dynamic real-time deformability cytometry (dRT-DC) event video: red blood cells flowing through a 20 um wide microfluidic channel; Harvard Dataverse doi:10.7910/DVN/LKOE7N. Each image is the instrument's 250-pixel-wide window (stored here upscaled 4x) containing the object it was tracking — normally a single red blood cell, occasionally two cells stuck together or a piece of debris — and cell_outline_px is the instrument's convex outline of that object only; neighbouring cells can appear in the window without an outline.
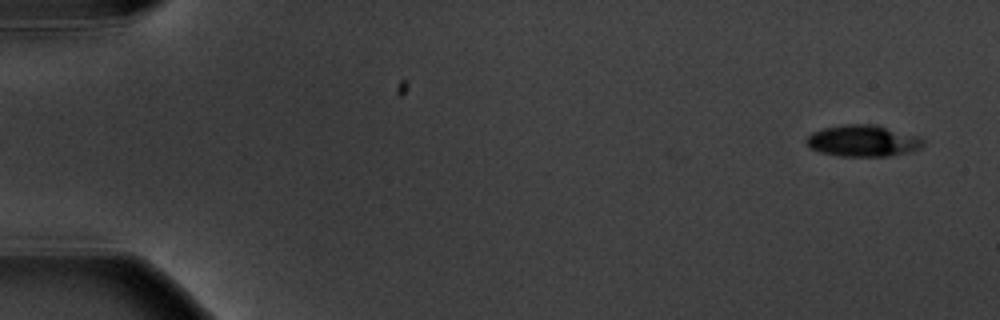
{"species": "common noctule bat (a hibernating species)", "species_latin": "Nyctalus noctula", "temperature_condition": "warm", "stored_images_in_passage": 4, "segment_of_instrument_passage": [2, 2], "camera_frame_rate_fps": 3000, "um_per_image_px": 0.085, "animal": {"sex": "male", "body_mass_g": 20.1, "forearm_length_mm": 53.5}, "frame": {"image": 1, "passage_image": 4, "time_ms": 3.667, "image_size_px": [1000, 320], "cell_outline_px": [[924, 144], [920, 148], [912, 152], [888, 156], [840, 156], [820, 152], [808, 148], [804, 140], [812, 132], [824, 128], [840, 124], [876, 124], [920, 136], [924, 140]], "centroid_in_image_um": [73.35, 11.96], "position_along_channel_um": 11.6, "area_um2": 21.85}}